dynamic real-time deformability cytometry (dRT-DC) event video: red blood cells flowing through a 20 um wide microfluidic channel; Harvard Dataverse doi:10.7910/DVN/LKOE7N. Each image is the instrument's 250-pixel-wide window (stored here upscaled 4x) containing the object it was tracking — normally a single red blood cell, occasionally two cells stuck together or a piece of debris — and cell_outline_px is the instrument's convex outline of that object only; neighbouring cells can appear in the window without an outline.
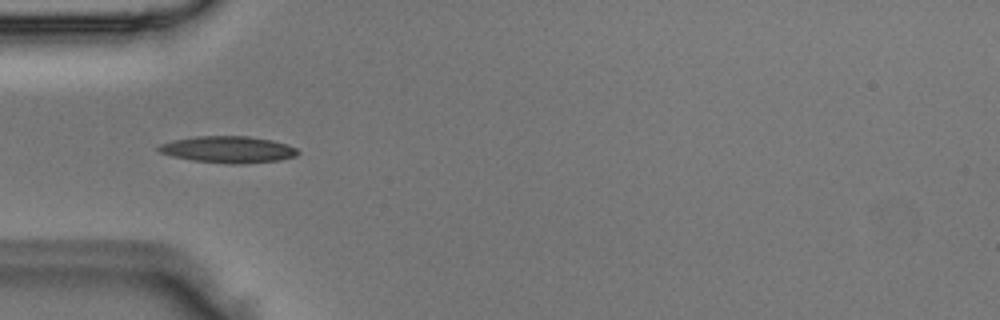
{"species": "Egyptian fruit bat (a non-hibernating species)", "species_latin": "Rousettus aegyptiacus", "temperature_condition": "room temperature", "stored_images_in_passage": 5, "camera_frame_rate_fps": 3000, "um_per_image_px": 0.085, "animal": {"sex": "male"}, "frame": {"image": 1, "passage_image": 4, "time_ms": 1.0, "image_size_px": [1000, 320], "cell_outline_px": [[300, 152], [296, 156], [280, 160], [240, 164], [228, 164], [192, 160], [172, 156], [160, 152], [156, 148], [160, 144], [172, 140], [196, 136], [248, 136], [272, 140], [288, 144], [296, 148]], "centroid_in_image_um": [19.4, 12.71], "position_along_channel_um": 65.6, "area_um2": 21.73}}
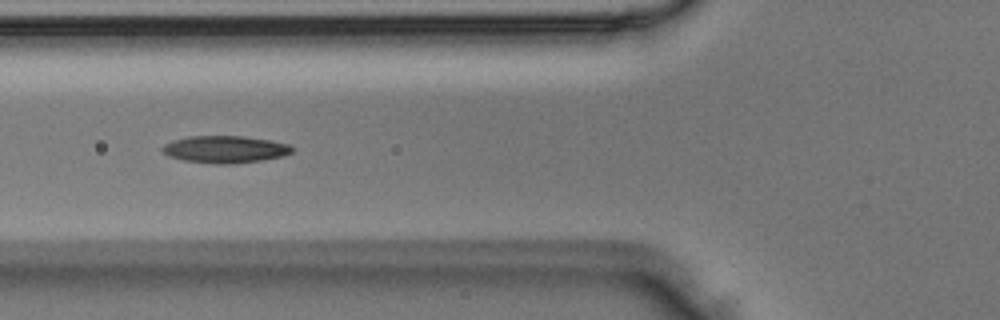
{"frame": {"image": 2, "passage_image": 5, "time_ms": 1.333, "image_size_px": [1000, 320], "cell_outline_px": [[296, 148], [292, 152], [284, 156], [260, 160], [232, 164], [216, 164], [184, 160], [168, 156], [160, 152], [160, 148], [164, 144], [172, 140], [188, 136], [244, 136], [268, 140], [288, 144]], "centroid_in_image_um": [19.09, 12.69], "position_along_channel_um": 106.7, "area_um2": 20.69}}